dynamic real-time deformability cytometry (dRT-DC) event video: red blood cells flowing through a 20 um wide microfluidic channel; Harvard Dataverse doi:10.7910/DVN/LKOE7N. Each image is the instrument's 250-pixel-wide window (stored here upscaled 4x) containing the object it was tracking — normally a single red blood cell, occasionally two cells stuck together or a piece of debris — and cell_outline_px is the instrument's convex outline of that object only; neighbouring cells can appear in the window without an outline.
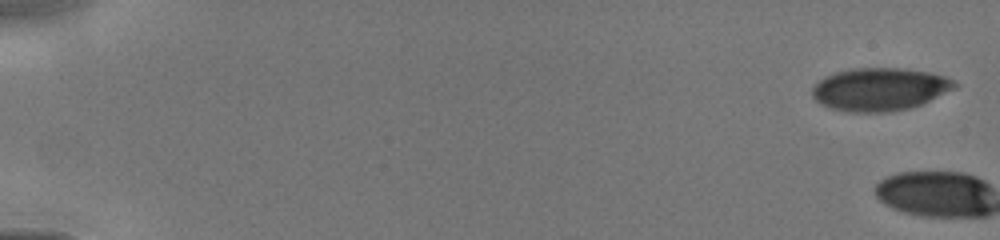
{"species": "human", "species_latin": "Homo sapiens", "temperature_condition": "cold", "stored_images_in_passage": 2, "camera_frame_rate_fps": 3000, "um_per_image_px": 0.085, "donor": {"sex": "male"}, "frame": {"image": 1, "passage_image": 1, "time_ms": 0.0, "image_size_px": [1000, 240], "cell_outline_px": [[960, 84], [956, 88], [920, 104], [908, 108], [888, 112], [848, 112], [832, 108], [820, 104], [812, 96], [812, 88], [824, 76], [836, 72], [852, 68], [904, 68], [928, 72], [944, 76], [956, 80]], "centroid_in_image_um": [74.79, 7.58], "position_along_channel_um": 10.2, "area_um2": 35.6}}